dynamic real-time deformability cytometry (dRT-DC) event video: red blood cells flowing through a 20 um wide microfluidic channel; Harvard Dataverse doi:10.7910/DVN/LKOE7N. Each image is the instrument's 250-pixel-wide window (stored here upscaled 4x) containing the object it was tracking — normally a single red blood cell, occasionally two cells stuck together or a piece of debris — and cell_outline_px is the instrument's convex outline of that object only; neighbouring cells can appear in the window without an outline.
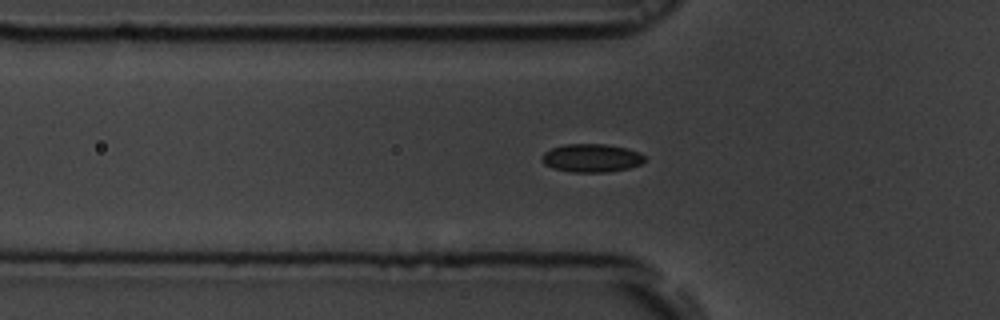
{"species": "common noctule bat (a hibernating species)", "species_latin": "Nyctalus noctula", "temperature_condition": "room temperature", "stored_images_in_passage": 56, "camera_frame_rate_fps": 3000, "um_per_image_px": 0.085, "animal": {"sex": "male", "body_mass_g": 19.5, "forearm_length_mm": 54.6}, "frame": {"image": 1, "passage_image": 18, "time_ms": 5.667, "image_size_px": [1000, 320], "cell_outline_px": [[644, 160], [640, 164], [628, 168], [604, 172], [572, 172], [552, 168], [544, 164], [540, 160], [544, 152], [552, 148], [564, 144], [604, 144], [628, 148], [640, 152], [644, 156]], "centroid_in_image_um": [50.25, 13.42], "position_along_channel_um": 75.6, "area_um2": 16.94}}
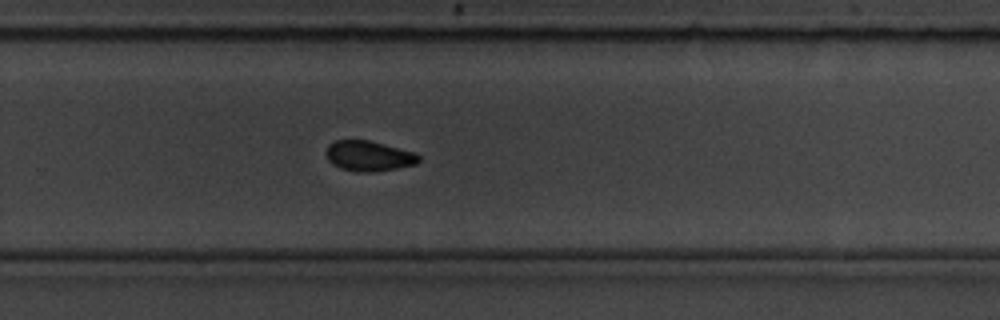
{"frame": {"image": 2, "passage_image": 36, "time_ms": 11.667, "image_size_px": [1000, 320], "cell_outline_px": [[420, 160], [416, 164], [396, 168], [372, 172], [356, 172], [340, 168], [332, 164], [328, 160], [324, 152], [328, 144], [336, 140], [368, 140], [416, 152], [420, 156]], "centroid_in_image_um": [31.32, 13.25], "position_along_channel_um": 298.5, "area_um2": 16.53}}
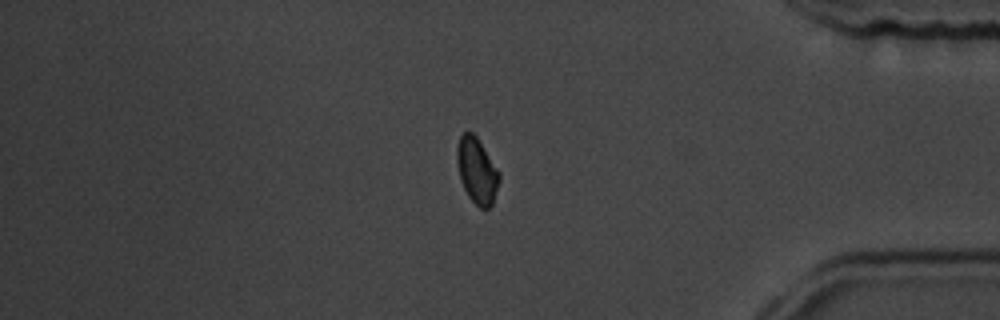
{"frame": {"image": 3, "passage_image": 46, "time_ms": 15.0, "image_size_px": [1000, 320], "cell_outline_px": [[500, 180], [492, 204], [488, 208], [480, 208], [468, 196], [460, 180], [456, 160], [456, 148], [460, 136], [464, 132], [472, 132], [476, 136], [500, 172]], "centroid_in_image_um": [40.53, 14.5], "position_along_channel_um": 394.7, "area_um2": 16.18}, "authors_computed_cell_mechanics": {"area_um2": 16.5597, "velocity_mm_per_s": 3.7146, "shape_relaxation_time_tau1_ms": 3.7559, "shape_relaxation_time_tau2_ms": 1.8565, "deformation_change_tau1": 0.063, "deformation_change_tau2": 0.0584}}